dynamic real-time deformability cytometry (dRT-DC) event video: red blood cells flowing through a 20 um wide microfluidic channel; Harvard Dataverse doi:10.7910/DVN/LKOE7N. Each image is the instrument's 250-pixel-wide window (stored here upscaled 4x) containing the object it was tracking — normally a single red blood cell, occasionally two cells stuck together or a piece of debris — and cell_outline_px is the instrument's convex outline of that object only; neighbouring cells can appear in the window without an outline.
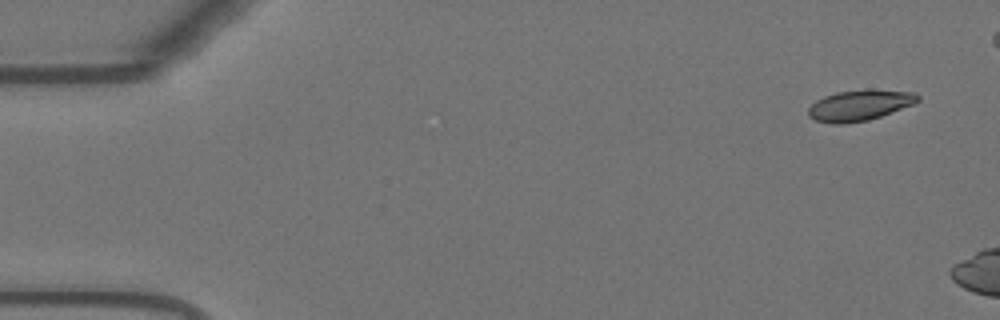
{"species": "Egyptian fruit bat (a non-hibernating species)", "species_latin": "Rousettus aegyptiacus", "temperature_condition": "warm", "stored_images_in_passage": 6, "camera_frame_rate_fps": 3000, "um_per_image_px": 0.085, "animal": {"sex": "female"}, "frame": {"image": 1, "passage_image": 1, "time_ms": 0.0, "image_size_px": [1000, 320], "cell_outline_px": [[920, 100], [912, 104], [880, 116], [868, 120], [844, 124], [832, 124], [816, 120], [808, 116], [808, 108], [816, 100], [824, 96], [836, 92], [912, 92], [920, 96]], "centroid_in_image_um": [72.98, 9.01], "position_along_channel_um": 12.0, "area_um2": 18.61}}